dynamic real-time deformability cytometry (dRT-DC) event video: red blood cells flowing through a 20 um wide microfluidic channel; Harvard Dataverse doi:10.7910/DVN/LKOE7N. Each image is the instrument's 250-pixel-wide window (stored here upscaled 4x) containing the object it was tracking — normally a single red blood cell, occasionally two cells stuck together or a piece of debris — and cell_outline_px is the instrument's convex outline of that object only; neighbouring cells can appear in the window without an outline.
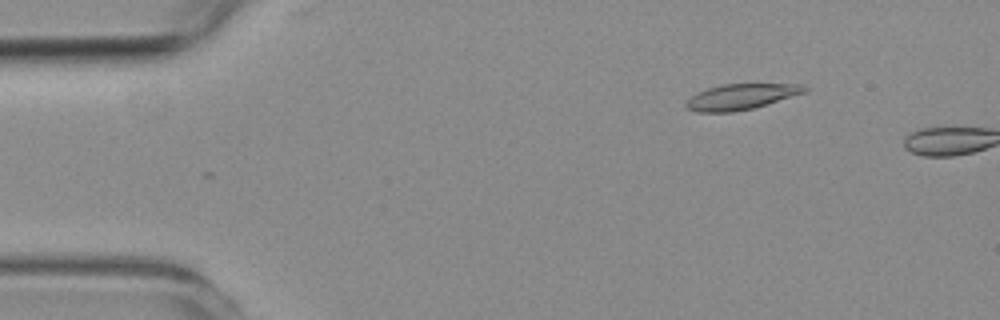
{"species": "common noctule bat (a hibernating species)", "species_latin": "Nyctalus noctula", "temperature_condition": "room temperature", "stored_images_in_passage": 5, "camera_frame_rate_fps": 3000, "um_per_image_px": 0.085, "animal": {"sex": "female", "body_mass_g": 19.3, "forearm_length_mm": 54.1}, "frame": {"image": 1, "passage_image": 5, "time_ms": 1.333, "image_size_px": [1000, 320], "cell_outline_px": [[808, 92], [752, 108], [732, 112], [696, 112], [684, 108], [684, 104], [696, 92], [720, 84], [800, 84], [808, 88]], "centroid_in_image_um": [62.96, 8.22], "position_along_channel_um": 22.0, "area_um2": 17.74}}